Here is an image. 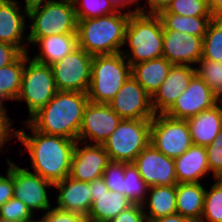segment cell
I'll use <instances>...</instances> for the list:
<instances>
[{
	"label": "cell",
	"instance_id": "5bb4252c",
	"mask_svg": "<svg viewBox=\"0 0 222 222\" xmlns=\"http://www.w3.org/2000/svg\"><path fill=\"white\" fill-rule=\"evenodd\" d=\"M133 164L148 187L178 183L174 158L167 157L151 144L137 155Z\"/></svg>",
	"mask_w": 222,
	"mask_h": 222
},
{
	"label": "cell",
	"instance_id": "1f68e13d",
	"mask_svg": "<svg viewBox=\"0 0 222 222\" xmlns=\"http://www.w3.org/2000/svg\"><path fill=\"white\" fill-rule=\"evenodd\" d=\"M222 222V178H215V183L206 190L203 212L199 222Z\"/></svg>",
	"mask_w": 222,
	"mask_h": 222
},
{
	"label": "cell",
	"instance_id": "836d02e7",
	"mask_svg": "<svg viewBox=\"0 0 222 222\" xmlns=\"http://www.w3.org/2000/svg\"><path fill=\"white\" fill-rule=\"evenodd\" d=\"M72 2L77 19L103 17L117 12L108 0H72Z\"/></svg>",
	"mask_w": 222,
	"mask_h": 222
},
{
	"label": "cell",
	"instance_id": "277c9868",
	"mask_svg": "<svg viewBox=\"0 0 222 222\" xmlns=\"http://www.w3.org/2000/svg\"><path fill=\"white\" fill-rule=\"evenodd\" d=\"M128 50L121 53L130 66L163 57V25L157 14H130L126 27L124 45Z\"/></svg>",
	"mask_w": 222,
	"mask_h": 222
},
{
	"label": "cell",
	"instance_id": "44dd1931",
	"mask_svg": "<svg viewBox=\"0 0 222 222\" xmlns=\"http://www.w3.org/2000/svg\"><path fill=\"white\" fill-rule=\"evenodd\" d=\"M59 191L55 208L88 215L92 206L90 182H82L67 176L64 180L54 183Z\"/></svg>",
	"mask_w": 222,
	"mask_h": 222
},
{
	"label": "cell",
	"instance_id": "e0dca14e",
	"mask_svg": "<svg viewBox=\"0 0 222 222\" xmlns=\"http://www.w3.org/2000/svg\"><path fill=\"white\" fill-rule=\"evenodd\" d=\"M202 47L203 37L163 30V57L172 65H196L202 58Z\"/></svg>",
	"mask_w": 222,
	"mask_h": 222
},
{
	"label": "cell",
	"instance_id": "4dcf8cb0",
	"mask_svg": "<svg viewBox=\"0 0 222 222\" xmlns=\"http://www.w3.org/2000/svg\"><path fill=\"white\" fill-rule=\"evenodd\" d=\"M202 58L222 62V18H213L203 37Z\"/></svg>",
	"mask_w": 222,
	"mask_h": 222
},
{
	"label": "cell",
	"instance_id": "52a82bcc",
	"mask_svg": "<svg viewBox=\"0 0 222 222\" xmlns=\"http://www.w3.org/2000/svg\"><path fill=\"white\" fill-rule=\"evenodd\" d=\"M151 119H122L102 144L111 161L133 163L150 144Z\"/></svg>",
	"mask_w": 222,
	"mask_h": 222
},
{
	"label": "cell",
	"instance_id": "9a60e30c",
	"mask_svg": "<svg viewBox=\"0 0 222 222\" xmlns=\"http://www.w3.org/2000/svg\"><path fill=\"white\" fill-rule=\"evenodd\" d=\"M219 102L210 87L195 74L186 90L165 114L174 119L187 120L201 111L213 108Z\"/></svg>",
	"mask_w": 222,
	"mask_h": 222
},
{
	"label": "cell",
	"instance_id": "b9f144b4",
	"mask_svg": "<svg viewBox=\"0 0 222 222\" xmlns=\"http://www.w3.org/2000/svg\"><path fill=\"white\" fill-rule=\"evenodd\" d=\"M12 124V121L7 115V110L0 109V152L8 141L14 137H18V129L15 130L12 128Z\"/></svg>",
	"mask_w": 222,
	"mask_h": 222
},
{
	"label": "cell",
	"instance_id": "f546056e",
	"mask_svg": "<svg viewBox=\"0 0 222 222\" xmlns=\"http://www.w3.org/2000/svg\"><path fill=\"white\" fill-rule=\"evenodd\" d=\"M148 186L140 176L133 163L124 167L123 194L133 203L142 204L146 201Z\"/></svg>",
	"mask_w": 222,
	"mask_h": 222
},
{
	"label": "cell",
	"instance_id": "ba28073f",
	"mask_svg": "<svg viewBox=\"0 0 222 222\" xmlns=\"http://www.w3.org/2000/svg\"><path fill=\"white\" fill-rule=\"evenodd\" d=\"M26 52L22 83L16 101H26L29 118L58 92L52 67L34 61Z\"/></svg>",
	"mask_w": 222,
	"mask_h": 222
},
{
	"label": "cell",
	"instance_id": "7c38bea8",
	"mask_svg": "<svg viewBox=\"0 0 222 222\" xmlns=\"http://www.w3.org/2000/svg\"><path fill=\"white\" fill-rule=\"evenodd\" d=\"M29 168H21L13 162L14 197L24 202L33 212L50 210L51 204L48 197V188L54 184L43 179Z\"/></svg>",
	"mask_w": 222,
	"mask_h": 222
},
{
	"label": "cell",
	"instance_id": "d590c367",
	"mask_svg": "<svg viewBox=\"0 0 222 222\" xmlns=\"http://www.w3.org/2000/svg\"><path fill=\"white\" fill-rule=\"evenodd\" d=\"M33 212L24 202L12 197L0 207V217L16 222H25L33 217Z\"/></svg>",
	"mask_w": 222,
	"mask_h": 222
},
{
	"label": "cell",
	"instance_id": "5b68a950",
	"mask_svg": "<svg viewBox=\"0 0 222 222\" xmlns=\"http://www.w3.org/2000/svg\"><path fill=\"white\" fill-rule=\"evenodd\" d=\"M28 41L34 45L41 37L77 33L78 20L72 0H45L27 7Z\"/></svg>",
	"mask_w": 222,
	"mask_h": 222
},
{
	"label": "cell",
	"instance_id": "30bf717a",
	"mask_svg": "<svg viewBox=\"0 0 222 222\" xmlns=\"http://www.w3.org/2000/svg\"><path fill=\"white\" fill-rule=\"evenodd\" d=\"M93 55L77 47L51 65L58 91L87 93L90 85Z\"/></svg>",
	"mask_w": 222,
	"mask_h": 222
},
{
	"label": "cell",
	"instance_id": "7402d4cb",
	"mask_svg": "<svg viewBox=\"0 0 222 222\" xmlns=\"http://www.w3.org/2000/svg\"><path fill=\"white\" fill-rule=\"evenodd\" d=\"M178 183H200L210 172L206 147L192 144L181 156L174 159Z\"/></svg>",
	"mask_w": 222,
	"mask_h": 222
},
{
	"label": "cell",
	"instance_id": "8d00e7d4",
	"mask_svg": "<svg viewBox=\"0 0 222 222\" xmlns=\"http://www.w3.org/2000/svg\"><path fill=\"white\" fill-rule=\"evenodd\" d=\"M126 162L110 161L104 169L102 178L110 191L123 194L124 167Z\"/></svg>",
	"mask_w": 222,
	"mask_h": 222
},
{
	"label": "cell",
	"instance_id": "ac0fdd59",
	"mask_svg": "<svg viewBox=\"0 0 222 222\" xmlns=\"http://www.w3.org/2000/svg\"><path fill=\"white\" fill-rule=\"evenodd\" d=\"M92 206L87 219L95 222H109L120 212L133 204L124 194L110 191L104 179L90 182Z\"/></svg>",
	"mask_w": 222,
	"mask_h": 222
},
{
	"label": "cell",
	"instance_id": "f5cc1de1",
	"mask_svg": "<svg viewBox=\"0 0 222 222\" xmlns=\"http://www.w3.org/2000/svg\"><path fill=\"white\" fill-rule=\"evenodd\" d=\"M86 222H95V221H91V220L87 219Z\"/></svg>",
	"mask_w": 222,
	"mask_h": 222
},
{
	"label": "cell",
	"instance_id": "681fc988",
	"mask_svg": "<svg viewBox=\"0 0 222 222\" xmlns=\"http://www.w3.org/2000/svg\"><path fill=\"white\" fill-rule=\"evenodd\" d=\"M4 100H7V99L2 95L1 87H0V109H5Z\"/></svg>",
	"mask_w": 222,
	"mask_h": 222
},
{
	"label": "cell",
	"instance_id": "f6af8a7d",
	"mask_svg": "<svg viewBox=\"0 0 222 222\" xmlns=\"http://www.w3.org/2000/svg\"><path fill=\"white\" fill-rule=\"evenodd\" d=\"M147 222H193L191 219L181 216L178 213L168 215L165 217L157 218V219H152Z\"/></svg>",
	"mask_w": 222,
	"mask_h": 222
},
{
	"label": "cell",
	"instance_id": "e575fe53",
	"mask_svg": "<svg viewBox=\"0 0 222 222\" xmlns=\"http://www.w3.org/2000/svg\"><path fill=\"white\" fill-rule=\"evenodd\" d=\"M165 10L188 17H213L207 0H173Z\"/></svg>",
	"mask_w": 222,
	"mask_h": 222
},
{
	"label": "cell",
	"instance_id": "d4e9b609",
	"mask_svg": "<svg viewBox=\"0 0 222 222\" xmlns=\"http://www.w3.org/2000/svg\"><path fill=\"white\" fill-rule=\"evenodd\" d=\"M172 64L164 57L140 62L131 66V75L151 96L167 78Z\"/></svg>",
	"mask_w": 222,
	"mask_h": 222
},
{
	"label": "cell",
	"instance_id": "9c48e42d",
	"mask_svg": "<svg viewBox=\"0 0 222 222\" xmlns=\"http://www.w3.org/2000/svg\"><path fill=\"white\" fill-rule=\"evenodd\" d=\"M150 144L167 157L181 156L193 144L187 121L155 114L151 119Z\"/></svg>",
	"mask_w": 222,
	"mask_h": 222
},
{
	"label": "cell",
	"instance_id": "ffe728a7",
	"mask_svg": "<svg viewBox=\"0 0 222 222\" xmlns=\"http://www.w3.org/2000/svg\"><path fill=\"white\" fill-rule=\"evenodd\" d=\"M20 8L15 0H0V42L12 44L24 53L29 51L28 36H24L28 11L27 6L23 11Z\"/></svg>",
	"mask_w": 222,
	"mask_h": 222
},
{
	"label": "cell",
	"instance_id": "8fae6325",
	"mask_svg": "<svg viewBox=\"0 0 222 222\" xmlns=\"http://www.w3.org/2000/svg\"><path fill=\"white\" fill-rule=\"evenodd\" d=\"M122 118L109 104L88 102L84 109L78 141L102 145L114 132Z\"/></svg>",
	"mask_w": 222,
	"mask_h": 222
},
{
	"label": "cell",
	"instance_id": "2e32d148",
	"mask_svg": "<svg viewBox=\"0 0 222 222\" xmlns=\"http://www.w3.org/2000/svg\"><path fill=\"white\" fill-rule=\"evenodd\" d=\"M110 161L103 145L76 141L69 177L77 181L92 182L102 177Z\"/></svg>",
	"mask_w": 222,
	"mask_h": 222
},
{
	"label": "cell",
	"instance_id": "6da1fadb",
	"mask_svg": "<svg viewBox=\"0 0 222 222\" xmlns=\"http://www.w3.org/2000/svg\"><path fill=\"white\" fill-rule=\"evenodd\" d=\"M32 136L18 130L17 139L28 150L33 172L53 184L64 180L70 174L71 160L77 140L47 135L36 131L27 121Z\"/></svg>",
	"mask_w": 222,
	"mask_h": 222
},
{
	"label": "cell",
	"instance_id": "8992f818",
	"mask_svg": "<svg viewBox=\"0 0 222 222\" xmlns=\"http://www.w3.org/2000/svg\"><path fill=\"white\" fill-rule=\"evenodd\" d=\"M131 76V66L121 53L94 55L87 97L108 104Z\"/></svg>",
	"mask_w": 222,
	"mask_h": 222
},
{
	"label": "cell",
	"instance_id": "d6986e66",
	"mask_svg": "<svg viewBox=\"0 0 222 222\" xmlns=\"http://www.w3.org/2000/svg\"><path fill=\"white\" fill-rule=\"evenodd\" d=\"M195 74V66L172 65L167 78L152 96L155 114H165L186 90Z\"/></svg>",
	"mask_w": 222,
	"mask_h": 222
},
{
	"label": "cell",
	"instance_id": "7dc6e473",
	"mask_svg": "<svg viewBox=\"0 0 222 222\" xmlns=\"http://www.w3.org/2000/svg\"><path fill=\"white\" fill-rule=\"evenodd\" d=\"M117 11H123L126 6L136 5L135 0H108ZM123 9V10H122Z\"/></svg>",
	"mask_w": 222,
	"mask_h": 222
},
{
	"label": "cell",
	"instance_id": "cb8c5ba5",
	"mask_svg": "<svg viewBox=\"0 0 222 222\" xmlns=\"http://www.w3.org/2000/svg\"><path fill=\"white\" fill-rule=\"evenodd\" d=\"M34 45H38L40 53L33 56L32 59L51 66L78 47V35L77 33H67L41 37Z\"/></svg>",
	"mask_w": 222,
	"mask_h": 222
},
{
	"label": "cell",
	"instance_id": "603a6c76",
	"mask_svg": "<svg viewBox=\"0 0 222 222\" xmlns=\"http://www.w3.org/2000/svg\"><path fill=\"white\" fill-rule=\"evenodd\" d=\"M186 121L193 144L204 147L210 145L222 129V101Z\"/></svg>",
	"mask_w": 222,
	"mask_h": 222
},
{
	"label": "cell",
	"instance_id": "f35d334b",
	"mask_svg": "<svg viewBox=\"0 0 222 222\" xmlns=\"http://www.w3.org/2000/svg\"><path fill=\"white\" fill-rule=\"evenodd\" d=\"M7 174L0 175V207L14 197L13 162L7 158Z\"/></svg>",
	"mask_w": 222,
	"mask_h": 222
},
{
	"label": "cell",
	"instance_id": "d6a6232c",
	"mask_svg": "<svg viewBox=\"0 0 222 222\" xmlns=\"http://www.w3.org/2000/svg\"><path fill=\"white\" fill-rule=\"evenodd\" d=\"M196 74L210 87L214 95L222 101V62L201 58Z\"/></svg>",
	"mask_w": 222,
	"mask_h": 222
},
{
	"label": "cell",
	"instance_id": "816d5d0a",
	"mask_svg": "<svg viewBox=\"0 0 222 222\" xmlns=\"http://www.w3.org/2000/svg\"><path fill=\"white\" fill-rule=\"evenodd\" d=\"M0 222H16V221L0 217Z\"/></svg>",
	"mask_w": 222,
	"mask_h": 222
},
{
	"label": "cell",
	"instance_id": "ee69618b",
	"mask_svg": "<svg viewBox=\"0 0 222 222\" xmlns=\"http://www.w3.org/2000/svg\"><path fill=\"white\" fill-rule=\"evenodd\" d=\"M146 6L148 5V9H145L143 6L140 5L136 6L135 10L136 13H149V14H158L160 11L166 9V7L173 1V0H146Z\"/></svg>",
	"mask_w": 222,
	"mask_h": 222
},
{
	"label": "cell",
	"instance_id": "7bdbcfd3",
	"mask_svg": "<svg viewBox=\"0 0 222 222\" xmlns=\"http://www.w3.org/2000/svg\"><path fill=\"white\" fill-rule=\"evenodd\" d=\"M22 52L14 45L0 42V68L13 63Z\"/></svg>",
	"mask_w": 222,
	"mask_h": 222
},
{
	"label": "cell",
	"instance_id": "c3c4849f",
	"mask_svg": "<svg viewBox=\"0 0 222 222\" xmlns=\"http://www.w3.org/2000/svg\"><path fill=\"white\" fill-rule=\"evenodd\" d=\"M45 0H25V6H31L33 4L39 3V2H43Z\"/></svg>",
	"mask_w": 222,
	"mask_h": 222
},
{
	"label": "cell",
	"instance_id": "7a4b0ae2",
	"mask_svg": "<svg viewBox=\"0 0 222 222\" xmlns=\"http://www.w3.org/2000/svg\"><path fill=\"white\" fill-rule=\"evenodd\" d=\"M88 102L87 93L58 91L26 121L41 133L78 141L84 109Z\"/></svg>",
	"mask_w": 222,
	"mask_h": 222
},
{
	"label": "cell",
	"instance_id": "f1b7e54d",
	"mask_svg": "<svg viewBox=\"0 0 222 222\" xmlns=\"http://www.w3.org/2000/svg\"><path fill=\"white\" fill-rule=\"evenodd\" d=\"M25 63L26 52L13 63L0 68L1 93L7 100L16 101L19 95Z\"/></svg>",
	"mask_w": 222,
	"mask_h": 222
},
{
	"label": "cell",
	"instance_id": "74e56055",
	"mask_svg": "<svg viewBox=\"0 0 222 222\" xmlns=\"http://www.w3.org/2000/svg\"><path fill=\"white\" fill-rule=\"evenodd\" d=\"M210 172L214 179L222 178V129L216 135L214 141L206 146Z\"/></svg>",
	"mask_w": 222,
	"mask_h": 222
},
{
	"label": "cell",
	"instance_id": "83f0119b",
	"mask_svg": "<svg viewBox=\"0 0 222 222\" xmlns=\"http://www.w3.org/2000/svg\"><path fill=\"white\" fill-rule=\"evenodd\" d=\"M157 15L161 19L163 30H174L199 37H204L209 22L214 18L171 14L165 9Z\"/></svg>",
	"mask_w": 222,
	"mask_h": 222
},
{
	"label": "cell",
	"instance_id": "f907efd6",
	"mask_svg": "<svg viewBox=\"0 0 222 222\" xmlns=\"http://www.w3.org/2000/svg\"><path fill=\"white\" fill-rule=\"evenodd\" d=\"M25 222H45V219H44V217L43 216H41V220H33V217L31 218V219H29V220H27V221H25Z\"/></svg>",
	"mask_w": 222,
	"mask_h": 222
},
{
	"label": "cell",
	"instance_id": "4fadbf2b",
	"mask_svg": "<svg viewBox=\"0 0 222 222\" xmlns=\"http://www.w3.org/2000/svg\"><path fill=\"white\" fill-rule=\"evenodd\" d=\"M122 119H152V96L131 75L108 103Z\"/></svg>",
	"mask_w": 222,
	"mask_h": 222
},
{
	"label": "cell",
	"instance_id": "bcb514c9",
	"mask_svg": "<svg viewBox=\"0 0 222 222\" xmlns=\"http://www.w3.org/2000/svg\"><path fill=\"white\" fill-rule=\"evenodd\" d=\"M210 12L214 18H222V0H207Z\"/></svg>",
	"mask_w": 222,
	"mask_h": 222
},
{
	"label": "cell",
	"instance_id": "60d3db41",
	"mask_svg": "<svg viewBox=\"0 0 222 222\" xmlns=\"http://www.w3.org/2000/svg\"><path fill=\"white\" fill-rule=\"evenodd\" d=\"M109 222H147L142 204L133 203Z\"/></svg>",
	"mask_w": 222,
	"mask_h": 222
},
{
	"label": "cell",
	"instance_id": "ab89813d",
	"mask_svg": "<svg viewBox=\"0 0 222 222\" xmlns=\"http://www.w3.org/2000/svg\"><path fill=\"white\" fill-rule=\"evenodd\" d=\"M45 222H86L87 217L78 213L52 208L43 215Z\"/></svg>",
	"mask_w": 222,
	"mask_h": 222
},
{
	"label": "cell",
	"instance_id": "484cf974",
	"mask_svg": "<svg viewBox=\"0 0 222 222\" xmlns=\"http://www.w3.org/2000/svg\"><path fill=\"white\" fill-rule=\"evenodd\" d=\"M206 189L200 183H177L176 213L199 222L204 205Z\"/></svg>",
	"mask_w": 222,
	"mask_h": 222
},
{
	"label": "cell",
	"instance_id": "4316f807",
	"mask_svg": "<svg viewBox=\"0 0 222 222\" xmlns=\"http://www.w3.org/2000/svg\"><path fill=\"white\" fill-rule=\"evenodd\" d=\"M147 194L142 203L147 221L176 213V185L148 187Z\"/></svg>",
	"mask_w": 222,
	"mask_h": 222
},
{
	"label": "cell",
	"instance_id": "3957f363",
	"mask_svg": "<svg viewBox=\"0 0 222 222\" xmlns=\"http://www.w3.org/2000/svg\"><path fill=\"white\" fill-rule=\"evenodd\" d=\"M135 13V9H129L103 17L77 19L78 47L93 56L121 52L130 14Z\"/></svg>",
	"mask_w": 222,
	"mask_h": 222
}]
</instances>
